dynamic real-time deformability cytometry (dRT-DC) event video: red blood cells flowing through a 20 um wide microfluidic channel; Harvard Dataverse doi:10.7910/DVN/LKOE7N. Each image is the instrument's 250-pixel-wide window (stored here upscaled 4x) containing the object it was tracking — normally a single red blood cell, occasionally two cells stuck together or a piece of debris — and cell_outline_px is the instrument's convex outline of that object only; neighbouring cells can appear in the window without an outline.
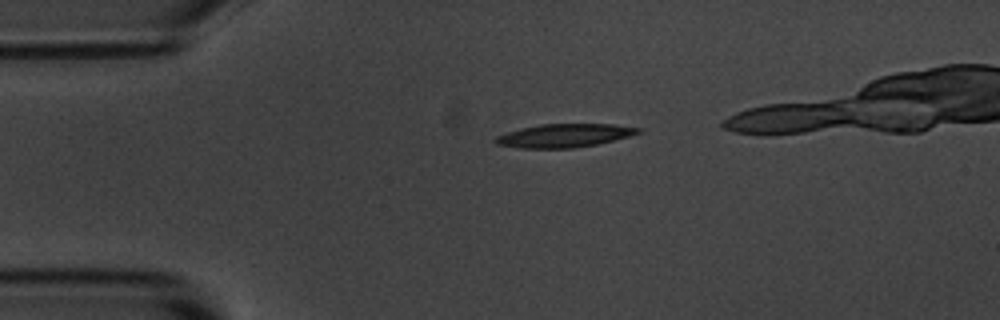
{"species": "common noctule bat (a hibernating species)", "species_latin": "Nyctalus noctula", "temperature_condition": "room temperature", "stored_images_in_passage": 4, "camera_frame_rate_fps": 3000, "um_per_image_px": 0.085, "animal": {"sex": "male", "body_mass_g": 20.1, "forearm_length_mm": 53.5}, "frame": {"image": 1, "passage_image": 2, "time_ms": 1.333, "image_size_px": [1000, 320], "cell_outline_px": [[644, 132], [596, 144], [572, 148], [520, 148], [496, 144], [492, 140], [496, 136], [520, 128], [540, 124], [612, 124], [644, 128]], "centroid_in_image_um": [47.97, 11.51], "position_along_channel_um": 37.0, "area_um2": 19.48}}